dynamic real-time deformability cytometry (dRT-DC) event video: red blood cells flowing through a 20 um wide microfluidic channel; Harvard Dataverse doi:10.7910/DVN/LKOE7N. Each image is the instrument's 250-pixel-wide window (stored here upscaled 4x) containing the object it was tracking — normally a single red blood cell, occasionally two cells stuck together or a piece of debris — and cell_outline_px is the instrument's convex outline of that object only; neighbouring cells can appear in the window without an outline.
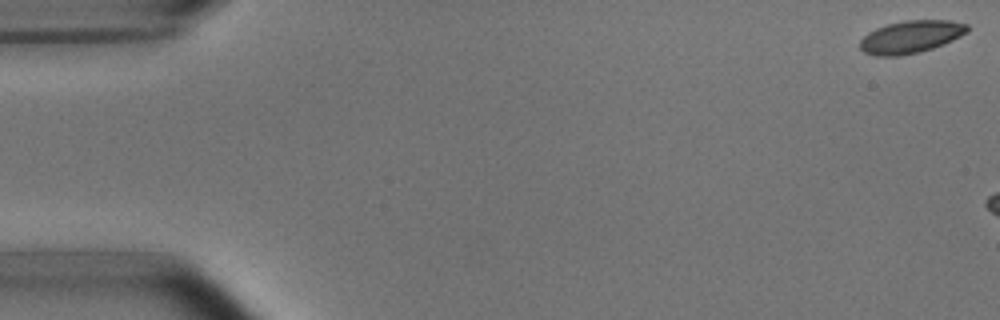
{"species": "common noctule bat (a hibernating species)", "species_latin": "Nyctalus noctula", "temperature_condition": "room temperature", "stored_images_in_passage": 4, "camera_frame_rate_fps": 3000, "um_per_image_px": 0.085, "animal": {"sex": "male", "body_mass_g": 15.6}, "frame": {"image": 1, "passage_image": 1, "time_ms": 0.0, "image_size_px": [1000, 320], "cell_outline_px": [[968, 32], [944, 44], [920, 52], [900, 56], [876, 56], [864, 52], [860, 48], [860, 40], [868, 32], [876, 28], [888, 24], [904, 20], [948, 20], [968, 24]], "centroid_in_image_um": [77.41, 3.13], "position_along_channel_um": 7.6, "area_um2": 20.4}}